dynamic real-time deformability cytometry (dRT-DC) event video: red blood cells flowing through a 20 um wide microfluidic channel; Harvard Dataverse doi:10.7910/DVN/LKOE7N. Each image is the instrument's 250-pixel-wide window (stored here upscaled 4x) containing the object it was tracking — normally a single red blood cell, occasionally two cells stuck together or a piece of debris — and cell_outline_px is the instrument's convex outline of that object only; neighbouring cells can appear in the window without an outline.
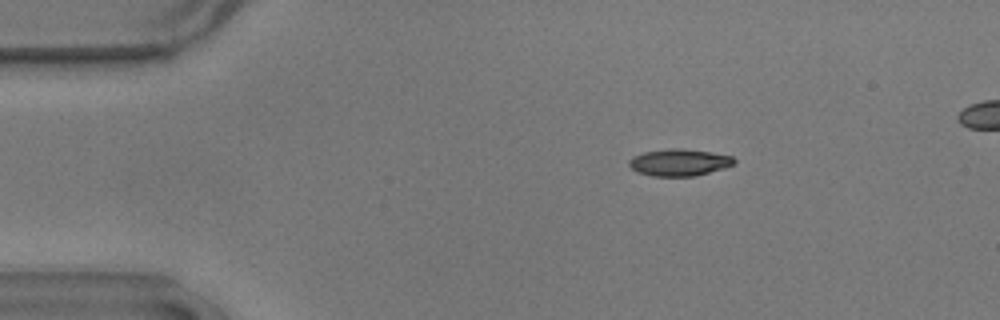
{"species": "common noctule bat (a hibernating species)", "species_latin": "Nyctalus noctula", "temperature_condition": "warm", "stored_images_in_passage": 55, "camera_frame_rate_fps": 3000, "um_per_image_px": 0.085, "animal": {"sex": "male", "body_mass_g": 17.9}, "frame": {"image": 1, "passage_image": 10, "time_ms": 3.0, "image_size_px": [1000, 320], "cell_outline_px": [[736, 164], [724, 168], [696, 176], [652, 176], [636, 172], [628, 164], [628, 160], [632, 156], [644, 152], [672, 148], [684, 148], [712, 152], [732, 156], [736, 160]], "centroid_in_image_um": [57.74, 13.8], "position_along_channel_um": 27.3, "area_um2": 16.7}}
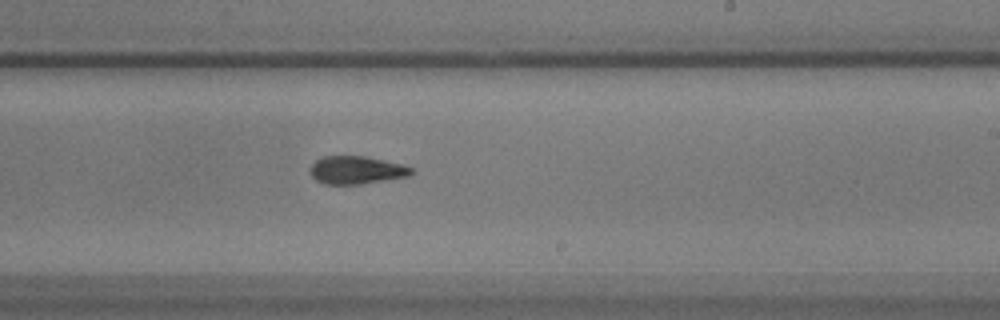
{"frame": {"image": 2, "passage_image": 34, "time_ms": 11.0, "image_size_px": [1000, 320], "cell_outline_px": [[416, 172], [408, 176], [360, 184], [324, 184], [316, 180], [312, 176], [312, 164], [316, 160], [324, 156], [368, 156], [404, 164], [412, 168]], "centroid_in_image_um": [30.35, 14.44], "position_along_channel_um": 258.6, "area_um2": 16.47}}
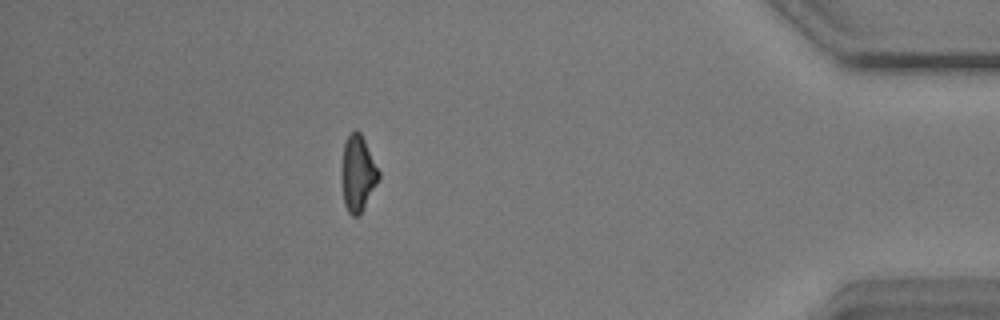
{"frame": {"image": 3, "passage_image": 50, "time_ms": 16.333, "image_size_px": [1000, 320], "cell_outline_px": [[380, 176], [376, 184], [360, 212], [356, 216], [352, 216], [348, 212], [344, 204], [340, 176], [340, 168], [344, 144], [348, 136], [356, 128], [360, 132], [380, 172]], "centroid_in_image_um": [30.37, 14.71], "position_along_channel_um": 404.8, "area_um2": 16.3}}